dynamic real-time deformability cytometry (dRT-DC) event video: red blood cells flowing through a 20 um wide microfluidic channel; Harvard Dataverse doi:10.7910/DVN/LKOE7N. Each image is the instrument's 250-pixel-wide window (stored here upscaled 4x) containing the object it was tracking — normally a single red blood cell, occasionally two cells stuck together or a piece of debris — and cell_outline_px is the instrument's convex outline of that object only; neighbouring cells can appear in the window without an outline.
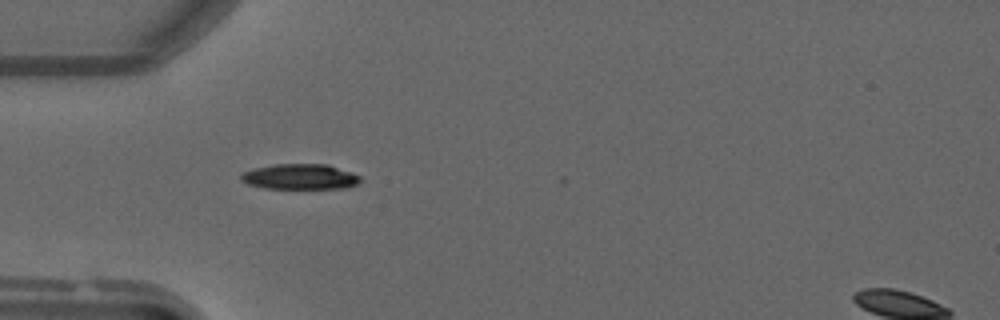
{"species": "common noctule bat (a hibernating species)", "species_latin": "Nyctalus noctula", "temperature_condition": "warm", "stored_images_in_passage": 36, "camera_frame_rate_fps": 3000, "um_per_image_px": 0.085, "animal": {"sex": "male", "forearm_length_mm": 52.5}, "frame": {"image": 1, "passage_image": 1, "time_ms": 0.0, "image_size_px": [1000, 320], "cell_outline_px": [[360, 180], [356, 184], [348, 188], [264, 188], [248, 184], [240, 180], [240, 176], [244, 172], [252, 168], [272, 164], [328, 164], [352, 172], [360, 176]], "centroid_in_image_um": [25.49, 15.01], "position_along_channel_um": 59.5, "area_um2": 17.74}}
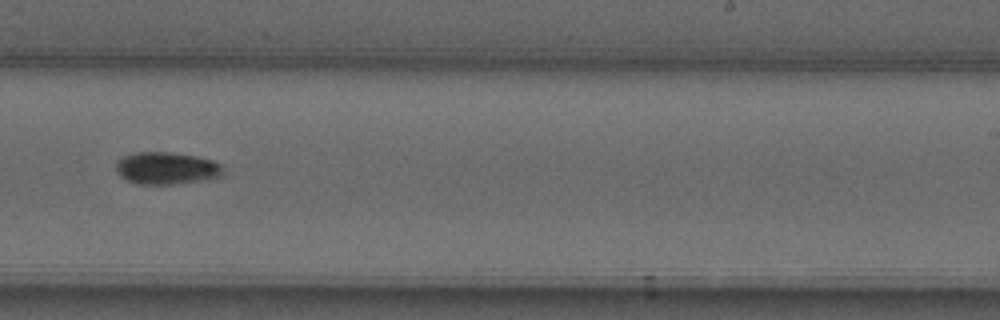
{"frame": {"image": 2, "passage_image": 17, "time_ms": 5.333, "image_size_px": [1000, 320], "cell_outline_px": [[224, 176], [200, 180], [172, 184], [140, 184], [128, 180], [120, 176], [116, 168], [116, 160], [124, 156], [136, 152], [168, 152], [196, 156], [212, 160], [220, 164]], "centroid_in_image_um": [14.14, 14.29], "position_along_channel_um": 274.9, "area_um2": 19.94}}
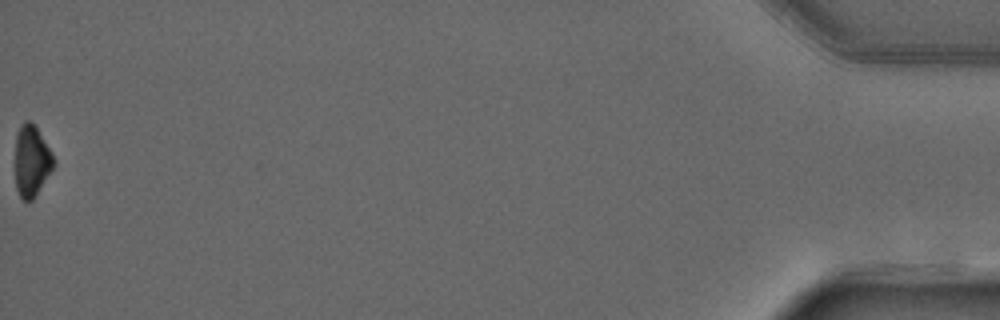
{"frame": {"image": 3, "passage_image": 36, "time_ms": 11.667, "image_size_px": [1000, 320], "cell_outline_px": [[56, 164], [32, 200], [24, 200], [20, 196], [16, 188], [16, 132], [20, 124], [24, 120], [28, 120], [36, 128], [52, 152], [56, 160]], "centroid_in_image_um": [2.7, 13.66], "position_along_channel_um": 432.5, "area_um2": 15.84}}